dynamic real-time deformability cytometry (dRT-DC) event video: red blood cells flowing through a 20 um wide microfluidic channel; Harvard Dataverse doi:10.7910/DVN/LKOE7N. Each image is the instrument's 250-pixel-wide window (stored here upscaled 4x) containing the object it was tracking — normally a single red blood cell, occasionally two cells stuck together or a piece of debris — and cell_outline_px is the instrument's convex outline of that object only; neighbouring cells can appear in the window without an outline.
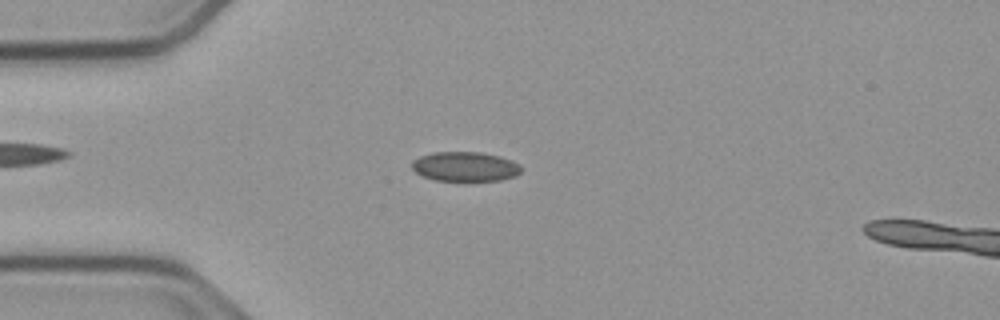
{"species": "common noctule bat (a hibernating species)", "species_latin": "Nyctalus noctula", "temperature_condition": "cold", "stored_images_in_passage": 53, "camera_frame_rate_fps": 3000, "um_per_image_px": 0.085, "animal": {"sex": "male", "body_mass_g": 23.1, "forearm_length_mm": 52.7}, "frame": {"image": 1, "passage_image": 13, "time_ms": 4.0, "image_size_px": [1000, 320], "cell_outline_px": [[520, 172], [516, 176], [500, 180], [432, 180], [420, 176], [412, 168], [412, 160], [420, 156], [432, 152], [480, 152], [500, 156], [512, 160], [520, 164]], "centroid_in_image_um": [39.51, 14.15], "position_along_channel_um": 45.5, "area_um2": 18.9}}
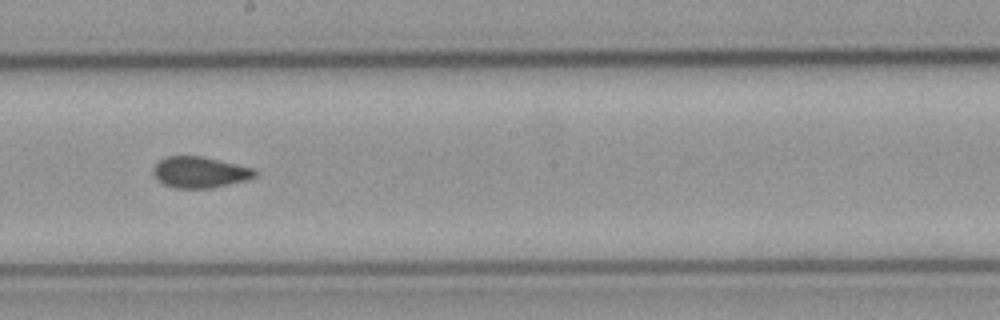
{"frame": {"image": 2, "passage_image": 29, "time_ms": 9.333, "image_size_px": [1000, 320], "cell_outline_px": [[256, 176], [248, 180], [212, 188], [172, 188], [156, 180], [152, 172], [152, 168], [160, 160], [168, 156], [204, 156], [256, 168]], "centroid_in_image_um": [17.0, 14.64], "position_along_channel_um": 231.2, "area_um2": 18.79}}
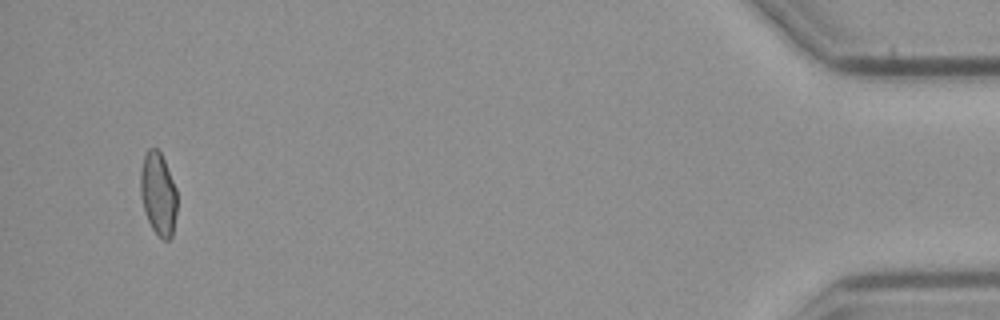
{"frame": {"image": 3, "passage_image": 51, "time_ms": 16.667, "image_size_px": [1000, 320], "cell_outline_px": [[176, 212], [172, 236], [168, 240], [164, 240], [152, 228], [148, 220], [140, 196], [140, 172], [144, 156], [148, 148], [156, 148], [160, 152], [164, 160], [176, 188]], "centroid_in_image_um": [13.44, 16.46], "position_along_channel_um": 421.8, "area_um2": 17.46}}